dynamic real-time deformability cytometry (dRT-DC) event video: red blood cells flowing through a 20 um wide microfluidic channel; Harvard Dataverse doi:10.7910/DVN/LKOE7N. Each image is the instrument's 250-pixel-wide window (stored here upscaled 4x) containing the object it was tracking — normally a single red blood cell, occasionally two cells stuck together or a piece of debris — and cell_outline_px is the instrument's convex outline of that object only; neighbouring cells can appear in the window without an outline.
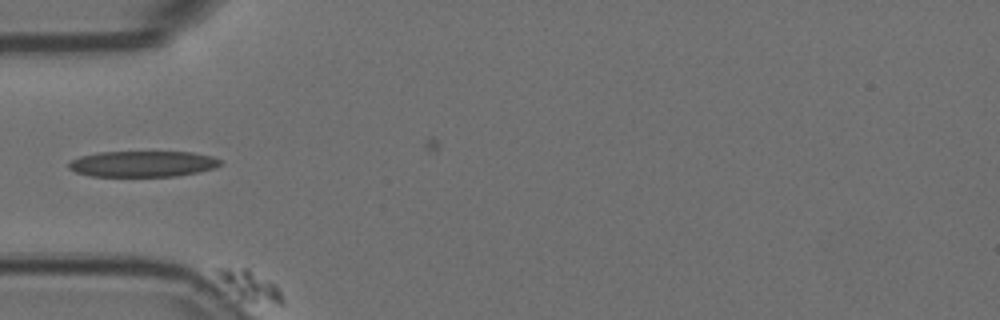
{"species": "Egyptian fruit bat (a non-hibernating species)", "species_latin": "Rousettus aegyptiacus", "temperature_condition": "room temperature", "stored_images_in_passage": 3, "camera_frame_rate_fps": 3000, "um_per_image_px": 0.085, "animal": {"sex": "female"}, "frame": {"image": 1, "passage_image": 1, "time_ms": 0.0, "image_size_px": [1000, 320], "cell_outline_px": [[284, 304], [276, 304], [240, 300], [216, 276], [212, 268], [248, 268], [276, 284], [284, 300]], "centroid_in_image_um": [21.21, 24.27], "position_along_channel_um": 63.8, "area_um2": 11.5}}
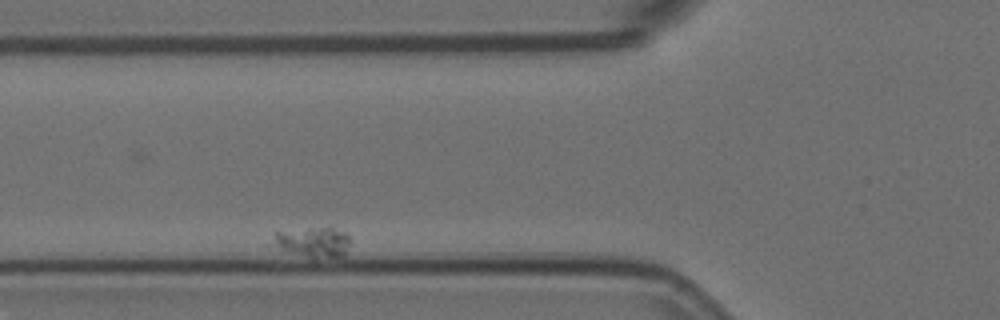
{"frame": {"image": 2, "passage_image": 3, "time_ms": 0.667, "image_size_px": [1000, 320], "cell_outline_px": [[348, 244], [344, 256], [308, 256], [280, 248], [276, 240], [276, 232], [320, 228], [332, 228], [344, 232], [348, 236]], "centroid_in_image_um": [26.71, 20.56], "position_along_channel_um": 99.1, "area_um2": 12.25}}